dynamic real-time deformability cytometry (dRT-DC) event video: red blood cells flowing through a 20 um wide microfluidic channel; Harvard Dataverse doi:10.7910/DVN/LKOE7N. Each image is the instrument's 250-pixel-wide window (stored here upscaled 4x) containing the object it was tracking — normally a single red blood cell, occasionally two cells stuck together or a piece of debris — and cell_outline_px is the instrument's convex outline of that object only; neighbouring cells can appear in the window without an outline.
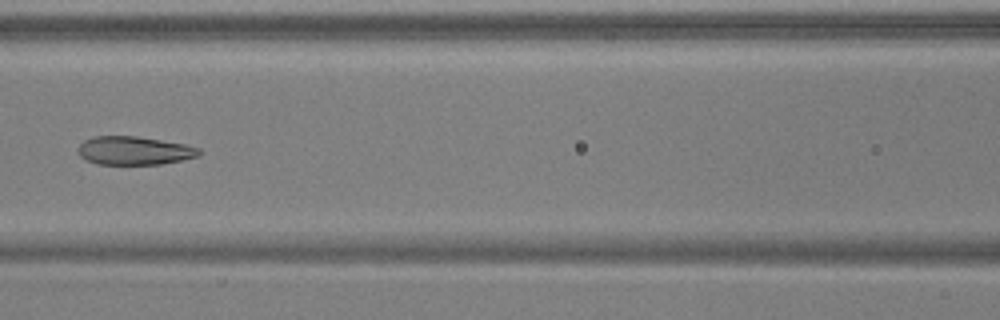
{"species": "common noctule bat (a hibernating species)", "species_latin": "Nyctalus noctula", "temperature_condition": "warm", "stored_images_in_passage": 5, "camera_frame_rate_fps": 3000, "um_per_image_px": 0.085, "animal": {"sex": "male", "body_mass_g": 17.9, "forearm_length_mm": 54.2}, "frame": {"image": 1, "passage_image": 5, "time_ms": 1.333, "image_size_px": [1000, 320], "cell_outline_px": [[200, 156], [160, 164], [96, 164], [84, 160], [76, 152], [76, 148], [84, 140], [92, 136], [136, 136], [184, 144], [200, 148]], "centroid_in_image_um": [11.34, 12.8], "position_along_channel_um": 155.3, "area_um2": 20.17}}